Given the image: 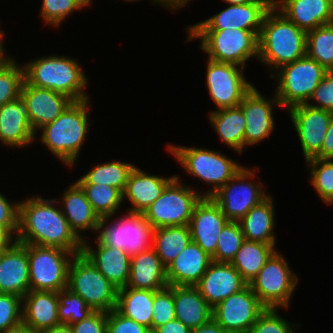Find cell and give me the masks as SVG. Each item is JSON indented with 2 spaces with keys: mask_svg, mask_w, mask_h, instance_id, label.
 Wrapping results in <instances>:
<instances>
[{
  "mask_svg": "<svg viewBox=\"0 0 333 333\" xmlns=\"http://www.w3.org/2000/svg\"><path fill=\"white\" fill-rule=\"evenodd\" d=\"M35 132L29 121L27 103L18 99L0 107V142L7 147L24 148L35 139Z\"/></svg>",
  "mask_w": 333,
  "mask_h": 333,
  "instance_id": "603a6c76",
  "label": "cell"
},
{
  "mask_svg": "<svg viewBox=\"0 0 333 333\" xmlns=\"http://www.w3.org/2000/svg\"><path fill=\"white\" fill-rule=\"evenodd\" d=\"M0 333H33V332H31L30 329L22 323L14 328L4 330L3 332Z\"/></svg>",
  "mask_w": 333,
  "mask_h": 333,
  "instance_id": "94428289",
  "label": "cell"
},
{
  "mask_svg": "<svg viewBox=\"0 0 333 333\" xmlns=\"http://www.w3.org/2000/svg\"><path fill=\"white\" fill-rule=\"evenodd\" d=\"M19 203L20 201L11 203L10 200L0 192V227L13 239L18 230Z\"/></svg>",
  "mask_w": 333,
  "mask_h": 333,
  "instance_id": "f907efd6",
  "label": "cell"
},
{
  "mask_svg": "<svg viewBox=\"0 0 333 333\" xmlns=\"http://www.w3.org/2000/svg\"><path fill=\"white\" fill-rule=\"evenodd\" d=\"M288 113L299 137L305 161L315 158L321 151L333 112L305 103L290 107Z\"/></svg>",
  "mask_w": 333,
  "mask_h": 333,
  "instance_id": "2e32d148",
  "label": "cell"
},
{
  "mask_svg": "<svg viewBox=\"0 0 333 333\" xmlns=\"http://www.w3.org/2000/svg\"><path fill=\"white\" fill-rule=\"evenodd\" d=\"M88 201L98 216H112L118 212L123 203V194L115 187L105 184H79Z\"/></svg>",
  "mask_w": 333,
  "mask_h": 333,
  "instance_id": "f35d334b",
  "label": "cell"
},
{
  "mask_svg": "<svg viewBox=\"0 0 333 333\" xmlns=\"http://www.w3.org/2000/svg\"><path fill=\"white\" fill-rule=\"evenodd\" d=\"M274 105L281 107L276 95L270 100L255 86L244 95L239 104L246 119L244 149L260 143L274 131Z\"/></svg>",
  "mask_w": 333,
  "mask_h": 333,
  "instance_id": "ac0fdd59",
  "label": "cell"
},
{
  "mask_svg": "<svg viewBox=\"0 0 333 333\" xmlns=\"http://www.w3.org/2000/svg\"><path fill=\"white\" fill-rule=\"evenodd\" d=\"M318 159H333V116L327 129Z\"/></svg>",
  "mask_w": 333,
  "mask_h": 333,
  "instance_id": "f5cc1de1",
  "label": "cell"
},
{
  "mask_svg": "<svg viewBox=\"0 0 333 333\" xmlns=\"http://www.w3.org/2000/svg\"><path fill=\"white\" fill-rule=\"evenodd\" d=\"M212 257L191 241L166 267L169 286H195L205 274Z\"/></svg>",
  "mask_w": 333,
  "mask_h": 333,
  "instance_id": "d4e9b609",
  "label": "cell"
},
{
  "mask_svg": "<svg viewBox=\"0 0 333 333\" xmlns=\"http://www.w3.org/2000/svg\"><path fill=\"white\" fill-rule=\"evenodd\" d=\"M327 72L316 60L306 55L277 69L270 77L276 78L278 83L274 94L281 107L289 109L307 103Z\"/></svg>",
  "mask_w": 333,
  "mask_h": 333,
  "instance_id": "52a82bcc",
  "label": "cell"
},
{
  "mask_svg": "<svg viewBox=\"0 0 333 333\" xmlns=\"http://www.w3.org/2000/svg\"><path fill=\"white\" fill-rule=\"evenodd\" d=\"M125 2L128 1V2H135V1H139V0H124Z\"/></svg>",
  "mask_w": 333,
  "mask_h": 333,
  "instance_id": "03108f58",
  "label": "cell"
},
{
  "mask_svg": "<svg viewBox=\"0 0 333 333\" xmlns=\"http://www.w3.org/2000/svg\"><path fill=\"white\" fill-rule=\"evenodd\" d=\"M228 222V218L211 197H202L195 205L189 223L192 241L213 257L220 232Z\"/></svg>",
  "mask_w": 333,
  "mask_h": 333,
  "instance_id": "d6986e66",
  "label": "cell"
},
{
  "mask_svg": "<svg viewBox=\"0 0 333 333\" xmlns=\"http://www.w3.org/2000/svg\"><path fill=\"white\" fill-rule=\"evenodd\" d=\"M58 199L28 197L19 203L18 230L14 238L19 243L56 247L81 254L83 240L71 229Z\"/></svg>",
  "mask_w": 333,
  "mask_h": 333,
  "instance_id": "6da1fadb",
  "label": "cell"
},
{
  "mask_svg": "<svg viewBox=\"0 0 333 333\" xmlns=\"http://www.w3.org/2000/svg\"><path fill=\"white\" fill-rule=\"evenodd\" d=\"M30 290L26 243L14 240L0 252V293L23 298Z\"/></svg>",
  "mask_w": 333,
  "mask_h": 333,
  "instance_id": "44dd1931",
  "label": "cell"
},
{
  "mask_svg": "<svg viewBox=\"0 0 333 333\" xmlns=\"http://www.w3.org/2000/svg\"><path fill=\"white\" fill-rule=\"evenodd\" d=\"M175 319L194 329L212 318L213 308L195 286H174Z\"/></svg>",
  "mask_w": 333,
  "mask_h": 333,
  "instance_id": "4dcf8cb0",
  "label": "cell"
},
{
  "mask_svg": "<svg viewBox=\"0 0 333 333\" xmlns=\"http://www.w3.org/2000/svg\"><path fill=\"white\" fill-rule=\"evenodd\" d=\"M227 4L273 3V0H222Z\"/></svg>",
  "mask_w": 333,
  "mask_h": 333,
  "instance_id": "91938a15",
  "label": "cell"
},
{
  "mask_svg": "<svg viewBox=\"0 0 333 333\" xmlns=\"http://www.w3.org/2000/svg\"><path fill=\"white\" fill-rule=\"evenodd\" d=\"M26 250L31 290L59 292L67 288L69 266L76 253L28 243Z\"/></svg>",
  "mask_w": 333,
  "mask_h": 333,
  "instance_id": "8fae6325",
  "label": "cell"
},
{
  "mask_svg": "<svg viewBox=\"0 0 333 333\" xmlns=\"http://www.w3.org/2000/svg\"><path fill=\"white\" fill-rule=\"evenodd\" d=\"M272 195H268L239 221L244 238L250 241L275 244V207Z\"/></svg>",
  "mask_w": 333,
  "mask_h": 333,
  "instance_id": "1f68e13d",
  "label": "cell"
},
{
  "mask_svg": "<svg viewBox=\"0 0 333 333\" xmlns=\"http://www.w3.org/2000/svg\"><path fill=\"white\" fill-rule=\"evenodd\" d=\"M13 238L0 227V252L6 249L12 242Z\"/></svg>",
  "mask_w": 333,
  "mask_h": 333,
  "instance_id": "6f0895ef",
  "label": "cell"
},
{
  "mask_svg": "<svg viewBox=\"0 0 333 333\" xmlns=\"http://www.w3.org/2000/svg\"><path fill=\"white\" fill-rule=\"evenodd\" d=\"M156 4H160L161 6H165L166 9H171L175 12V10H178L182 7H185L186 4L188 5V2L190 0H153Z\"/></svg>",
  "mask_w": 333,
  "mask_h": 333,
  "instance_id": "9f6ffc18",
  "label": "cell"
},
{
  "mask_svg": "<svg viewBox=\"0 0 333 333\" xmlns=\"http://www.w3.org/2000/svg\"><path fill=\"white\" fill-rule=\"evenodd\" d=\"M206 85L217 109L238 106L254 86L244 76L241 66L207 60Z\"/></svg>",
  "mask_w": 333,
  "mask_h": 333,
  "instance_id": "5bb4252c",
  "label": "cell"
},
{
  "mask_svg": "<svg viewBox=\"0 0 333 333\" xmlns=\"http://www.w3.org/2000/svg\"><path fill=\"white\" fill-rule=\"evenodd\" d=\"M167 149L186 173L212 186L210 190L202 193V197H211L243 167L220 151L209 148L168 144Z\"/></svg>",
  "mask_w": 333,
  "mask_h": 333,
  "instance_id": "5b68a950",
  "label": "cell"
},
{
  "mask_svg": "<svg viewBox=\"0 0 333 333\" xmlns=\"http://www.w3.org/2000/svg\"><path fill=\"white\" fill-rule=\"evenodd\" d=\"M248 283L231 263L212 261L195 287L214 308L230 295L245 288Z\"/></svg>",
  "mask_w": 333,
  "mask_h": 333,
  "instance_id": "7402d4cb",
  "label": "cell"
},
{
  "mask_svg": "<svg viewBox=\"0 0 333 333\" xmlns=\"http://www.w3.org/2000/svg\"><path fill=\"white\" fill-rule=\"evenodd\" d=\"M329 24H330V25L332 26V28H333V17L330 19Z\"/></svg>",
  "mask_w": 333,
  "mask_h": 333,
  "instance_id": "e7e4bbea",
  "label": "cell"
},
{
  "mask_svg": "<svg viewBox=\"0 0 333 333\" xmlns=\"http://www.w3.org/2000/svg\"><path fill=\"white\" fill-rule=\"evenodd\" d=\"M191 241L189 225L155 228L152 248L167 267Z\"/></svg>",
  "mask_w": 333,
  "mask_h": 333,
  "instance_id": "e575fe53",
  "label": "cell"
},
{
  "mask_svg": "<svg viewBox=\"0 0 333 333\" xmlns=\"http://www.w3.org/2000/svg\"><path fill=\"white\" fill-rule=\"evenodd\" d=\"M200 39V49L208 59L245 68L250 58L258 60V36L242 29L188 30V38Z\"/></svg>",
  "mask_w": 333,
  "mask_h": 333,
  "instance_id": "8992f818",
  "label": "cell"
},
{
  "mask_svg": "<svg viewBox=\"0 0 333 333\" xmlns=\"http://www.w3.org/2000/svg\"><path fill=\"white\" fill-rule=\"evenodd\" d=\"M244 240L239 222L229 221L220 232L212 261L231 263Z\"/></svg>",
  "mask_w": 333,
  "mask_h": 333,
  "instance_id": "7bdbcfd3",
  "label": "cell"
},
{
  "mask_svg": "<svg viewBox=\"0 0 333 333\" xmlns=\"http://www.w3.org/2000/svg\"><path fill=\"white\" fill-rule=\"evenodd\" d=\"M306 104L333 112V71L324 75Z\"/></svg>",
  "mask_w": 333,
  "mask_h": 333,
  "instance_id": "681fc988",
  "label": "cell"
},
{
  "mask_svg": "<svg viewBox=\"0 0 333 333\" xmlns=\"http://www.w3.org/2000/svg\"><path fill=\"white\" fill-rule=\"evenodd\" d=\"M67 288L80 295L94 311L116 309L118 288L83 253L75 255L70 263Z\"/></svg>",
  "mask_w": 333,
  "mask_h": 333,
  "instance_id": "ba28073f",
  "label": "cell"
},
{
  "mask_svg": "<svg viewBox=\"0 0 333 333\" xmlns=\"http://www.w3.org/2000/svg\"><path fill=\"white\" fill-rule=\"evenodd\" d=\"M155 292L131 287L118 289L116 310L152 331V307Z\"/></svg>",
  "mask_w": 333,
  "mask_h": 333,
  "instance_id": "836d02e7",
  "label": "cell"
},
{
  "mask_svg": "<svg viewBox=\"0 0 333 333\" xmlns=\"http://www.w3.org/2000/svg\"><path fill=\"white\" fill-rule=\"evenodd\" d=\"M96 250L83 241L82 253L118 289L126 287L130 277L131 257L123 250L102 245L95 239Z\"/></svg>",
  "mask_w": 333,
  "mask_h": 333,
  "instance_id": "484cf974",
  "label": "cell"
},
{
  "mask_svg": "<svg viewBox=\"0 0 333 333\" xmlns=\"http://www.w3.org/2000/svg\"><path fill=\"white\" fill-rule=\"evenodd\" d=\"M278 310L279 308H266L248 333H295L292 326L296 324L282 318Z\"/></svg>",
  "mask_w": 333,
  "mask_h": 333,
  "instance_id": "bcb514c9",
  "label": "cell"
},
{
  "mask_svg": "<svg viewBox=\"0 0 333 333\" xmlns=\"http://www.w3.org/2000/svg\"><path fill=\"white\" fill-rule=\"evenodd\" d=\"M22 324V298L0 293V332Z\"/></svg>",
  "mask_w": 333,
  "mask_h": 333,
  "instance_id": "7dc6e473",
  "label": "cell"
},
{
  "mask_svg": "<svg viewBox=\"0 0 333 333\" xmlns=\"http://www.w3.org/2000/svg\"><path fill=\"white\" fill-rule=\"evenodd\" d=\"M306 37V31L272 6L264 16L258 37V60L272 68V75L280 67L306 55Z\"/></svg>",
  "mask_w": 333,
  "mask_h": 333,
  "instance_id": "7a4b0ae2",
  "label": "cell"
},
{
  "mask_svg": "<svg viewBox=\"0 0 333 333\" xmlns=\"http://www.w3.org/2000/svg\"><path fill=\"white\" fill-rule=\"evenodd\" d=\"M110 217L100 218L97 228V240L112 248L123 250L130 257L152 248L154 228L146 220L143 213L127 211L109 224Z\"/></svg>",
  "mask_w": 333,
  "mask_h": 333,
  "instance_id": "9c48e42d",
  "label": "cell"
},
{
  "mask_svg": "<svg viewBox=\"0 0 333 333\" xmlns=\"http://www.w3.org/2000/svg\"><path fill=\"white\" fill-rule=\"evenodd\" d=\"M4 31L1 30L0 27V61L6 56L5 50L3 47V38H4Z\"/></svg>",
  "mask_w": 333,
  "mask_h": 333,
  "instance_id": "6125c7cd",
  "label": "cell"
},
{
  "mask_svg": "<svg viewBox=\"0 0 333 333\" xmlns=\"http://www.w3.org/2000/svg\"><path fill=\"white\" fill-rule=\"evenodd\" d=\"M191 333H227L220 324H218L213 318L207 323L192 329Z\"/></svg>",
  "mask_w": 333,
  "mask_h": 333,
  "instance_id": "11a10c76",
  "label": "cell"
},
{
  "mask_svg": "<svg viewBox=\"0 0 333 333\" xmlns=\"http://www.w3.org/2000/svg\"><path fill=\"white\" fill-rule=\"evenodd\" d=\"M288 265L276 250L248 284L267 308H289L299 279Z\"/></svg>",
  "mask_w": 333,
  "mask_h": 333,
  "instance_id": "7c38bea8",
  "label": "cell"
},
{
  "mask_svg": "<svg viewBox=\"0 0 333 333\" xmlns=\"http://www.w3.org/2000/svg\"><path fill=\"white\" fill-rule=\"evenodd\" d=\"M256 170L242 167L238 173L211 196L229 221L239 222L252 207L269 194H265L261 182H251Z\"/></svg>",
  "mask_w": 333,
  "mask_h": 333,
  "instance_id": "4fadbf2b",
  "label": "cell"
},
{
  "mask_svg": "<svg viewBox=\"0 0 333 333\" xmlns=\"http://www.w3.org/2000/svg\"><path fill=\"white\" fill-rule=\"evenodd\" d=\"M208 117L221 141L236 153H242L246 119L241 107L213 110Z\"/></svg>",
  "mask_w": 333,
  "mask_h": 333,
  "instance_id": "d6a6232c",
  "label": "cell"
},
{
  "mask_svg": "<svg viewBox=\"0 0 333 333\" xmlns=\"http://www.w3.org/2000/svg\"><path fill=\"white\" fill-rule=\"evenodd\" d=\"M227 333H243V332H227Z\"/></svg>",
  "mask_w": 333,
  "mask_h": 333,
  "instance_id": "003e7915",
  "label": "cell"
},
{
  "mask_svg": "<svg viewBox=\"0 0 333 333\" xmlns=\"http://www.w3.org/2000/svg\"><path fill=\"white\" fill-rule=\"evenodd\" d=\"M87 6L81 0H42L40 16L46 24L59 26L74 10Z\"/></svg>",
  "mask_w": 333,
  "mask_h": 333,
  "instance_id": "ee69618b",
  "label": "cell"
},
{
  "mask_svg": "<svg viewBox=\"0 0 333 333\" xmlns=\"http://www.w3.org/2000/svg\"><path fill=\"white\" fill-rule=\"evenodd\" d=\"M273 6L306 32L329 24L333 17V5L328 0H273Z\"/></svg>",
  "mask_w": 333,
  "mask_h": 333,
  "instance_id": "83f0119b",
  "label": "cell"
},
{
  "mask_svg": "<svg viewBox=\"0 0 333 333\" xmlns=\"http://www.w3.org/2000/svg\"><path fill=\"white\" fill-rule=\"evenodd\" d=\"M58 319L60 324L71 325L86 319L94 310L85 300L68 288L58 292Z\"/></svg>",
  "mask_w": 333,
  "mask_h": 333,
  "instance_id": "b9f144b4",
  "label": "cell"
},
{
  "mask_svg": "<svg viewBox=\"0 0 333 333\" xmlns=\"http://www.w3.org/2000/svg\"><path fill=\"white\" fill-rule=\"evenodd\" d=\"M163 177L151 175L135 166L130 172L123 201L126 198L131 203L130 212L144 213V211L155 202L162 194L166 186L176 177Z\"/></svg>",
  "mask_w": 333,
  "mask_h": 333,
  "instance_id": "4316f807",
  "label": "cell"
},
{
  "mask_svg": "<svg viewBox=\"0 0 333 333\" xmlns=\"http://www.w3.org/2000/svg\"><path fill=\"white\" fill-rule=\"evenodd\" d=\"M86 6H89L91 4L92 0H81Z\"/></svg>",
  "mask_w": 333,
  "mask_h": 333,
  "instance_id": "be15d7a7",
  "label": "cell"
},
{
  "mask_svg": "<svg viewBox=\"0 0 333 333\" xmlns=\"http://www.w3.org/2000/svg\"><path fill=\"white\" fill-rule=\"evenodd\" d=\"M24 82V68L6 55L0 61V107L18 99Z\"/></svg>",
  "mask_w": 333,
  "mask_h": 333,
  "instance_id": "ab89813d",
  "label": "cell"
},
{
  "mask_svg": "<svg viewBox=\"0 0 333 333\" xmlns=\"http://www.w3.org/2000/svg\"><path fill=\"white\" fill-rule=\"evenodd\" d=\"M135 165L120 160H110L94 166L76 182L78 184H105L117 188L122 194L125 190L128 176Z\"/></svg>",
  "mask_w": 333,
  "mask_h": 333,
  "instance_id": "8d00e7d4",
  "label": "cell"
},
{
  "mask_svg": "<svg viewBox=\"0 0 333 333\" xmlns=\"http://www.w3.org/2000/svg\"><path fill=\"white\" fill-rule=\"evenodd\" d=\"M61 199L63 205L61 211L80 239L85 240L83 233L87 230L97 232L100 217L93 210L84 190L76 181L63 192Z\"/></svg>",
  "mask_w": 333,
  "mask_h": 333,
  "instance_id": "f1b7e54d",
  "label": "cell"
},
{
  "mask_svg": "<svg viewBox=\"0 0 333 333\" xmlns=\"http://www.w3.org/2000/svg\"><path fill=\"white\" fill-rule=\"evenodd\" d=\"M306 56L316 60L327 71H333V28L330 24L307 32Z\"/></svg>",
  "mask_w": 333,
  "mask_h": 333,
  "instance_id": "74e56055",
  "label": "cell"
},
{
  "mask_svg": "<svg viewBox=\"0 0 333 333\" xmlns=\"http://www.w3.org/2000/svg\"><path fill=\"white\" fill-rule=\"evenodd\" d=\"M23 68L24 80L32 86L51 89L74 102L89 99L85 92L87 76L74 58L56 54L42 56L23 64Z\"/></svg>",
  "mask_w": 333,
  "mask_h": 333,
  "instance_id": "3957f363",
  "label": "cell"
},
{
  "mask_svg": "<svg viewBox=\"0 0 333 333\" xmlns=\"http://www.w3.org/2000/svg\"><path fill=\"white\" fill-rule=\"evenodd\" d=\"M107 333H152V331L113 309L107 312Z\"/></svg>",
  "mask_w": 333,
  "mask_h": 333,
  "instance_id": "c3c4849f",
  "label": "cell"
},
{
  "mask_svg": "<svg viewBox=\"0 0 333 333\" xmlns=\"http://www.w3.org/2000/svg\"><path fill=\"white\" fill-rule=\"evenodd\" d=\"M152 310V331L175 319L174 286L155 292Z\"/></svg>",
  "mask_w": 333,
  "mask_h": 333,
  "instance_id": "f6af8a7d",
  "label": "cell"
},
{
  "mask_svg": "<svg viewBox=\"0 0 333 333\" xmlns=\"http://www.w3.org/2000/svg\"><path fill=\"white\" fill-rule=\"evenodd\" d=\"M168 286L166 267L153 248L131 256L126 287L159 291Z\"/></svg>",
  "mask_w": 333,
  "mask_h": 333,
  "instance_id": "f546056e",
  "label": "cell"
},
{
  "mask_svg": "<svg viewBox=\"0 0 333 333\" xmlns=\"http://www.w3.org/2000/svg\"><path fill=\"white\" fill-rule=\"evenodd\" d=\"M228 5L212 17L187 26V30L242 29L252 31L259 37L264 16L272 8L273 3Z\"/></svg>",
  "mask_w": 333,
  "mask_h": 333,
  "instance_id": "e0dca14e",
  "label": "cell"
},
{
  "mask_svg": "<svg viewBox=\"0 0 333 333\" xmlns=\"http://www.w3.org/2000/svg\"><path fill=\"white\" fill-rule=\"evenodd\" d=\"M275 245L245 239L231 264L249 284L276 251Z\"/></svg>",
  "mask_w": 333,
  "mask_h": 333,
  "instance_id": "d590c367",
  "label": "cell"
},
{
  "mask_svg": "<svg viewBox=\"0 0 333 333\" xmlns=\"http://www.w3.org/2000/svg\"><path fill=\"white\" fill-rule=\"evenodd\" d=\"M310 183L324 203L333 205V159L311 158L305 161Z\"/></svg>",
  "mask_w": 333,
  "mask_h": 333,
  "instance_id": "60d3db41",
  "label": "cell"
},
{
  "mask_svg": "<svg viewBox=\"0 0 333 333\" xmlns=\"http://www.w3.org/2000/svg\"><path fill=\"white\" fill-rule=\"evenodd\" d=\"M266 308L247 285L217 304L212 310V318L226 332L248 333Z\"/></svg>",
  "mask_w": 333,
  "mask_h": 333,
  "instance_id": "9a60e30c",
  "label": "cell"
},
{
  "mask_svg": "<svg viewBox=\"0 0 333 333\" xmlns=\"http://www.w3.org/2000/svg\"><path fill=\"white\" fill-rule=\"evenodd\" d=\"M89 99L73 102L53 122L41 129L40 140L63 164L72 167L89 129Z\"/></svg>",
  "mask_w": 333,
  "mask_h": 333,
  "instance_id": "277c9868",
  "label": "cell"
},
{
  "mask_svg": "<svg viewBox=\"0 0 333 333\" xmlns=\"http://www.w3.org/2000/svg\"><path fill=\"white\" fill-rule=\"evenodd\" d=\"M42 333H73L70 325L61 324Z\"/></svg>",
  "mask_w": 333,
  "mask_h": 333,
  "instance_id": "680465c9",
  "label": "cell"
},
{
  "mask_svg": "<svg viewBox=\"0 0 333 333\" xmlns=\"http://www.w3.org/2000/svg\"><path fill=\"white\" fill-rule=\"evenodd\" d=\"M58 304V292L30 290L22 298V323L33 333H42L61 325Z\"/></svg>",
  "mask_w": 333,
  "mask_h": 333,
  "instance_id": "cb8c5ba5",
  "label": "cell"
},
{
  "mask_svg": "<svg viewBox=\"0 0 333 333\" xmlns=\"http://www.w3.org/2000/svg\"><path fill=\"white\" fill-rule=\"evenodd\" d=\"M21 97L27 103L29 121L35 134L48 123L59 117L74 101L51 89L28 84L25 80Z\"/></svg>",
  "mask_w": 333,
  "mask_h": 333,
  "instance_id": "ffe728a7",
  "label": "cell"
},
{
  "mask_svg": "<svg viewBox=\"0 0 333 333\" xmlns=\"http://www.w3.org/2000/svg\"><path fill=\"white\" fill-rule=\"evenodd\" d=\"M192 329L185 326L180 320L174 319L166 324L156 327L152 333H191Z\"/></svg>",
  "mask_w": 333,
  "mask_h": 333,
  "instance_id": "db71d44e",
  "label": "cell"
},
{
  "mask_svg": "<svg viewBox=\"0 0 333 333\" xmlns=\"http://www.w3.org/2000/svg\"><path fill=\"white\" fill-rule=\"evenodd\" d=\"M201 198V192L181 184L180 178L176 176L143 215L154 229L189 225L194 207Z\"/></svg>",
  "mask_w": 333,
  "mask_h": 333,
  "instance_id": "30bf717a",
  "label": "cell"
},
{
  "mask_svg": "<svg viewBox=\"0 0 333 333\" xmlns=\"http://www.w3.org/2000/svg\"><path fill=\"white\" fill-rule=\"evenodd\" d=\"M70 326L73 333H107V312L94 311L86 319Z\"/></svg>",
  "mask_w": 333,
  "mask_h": 333,
  "instance_id": "816d5d0a",
  "label": "cell"
}]
</instances>
